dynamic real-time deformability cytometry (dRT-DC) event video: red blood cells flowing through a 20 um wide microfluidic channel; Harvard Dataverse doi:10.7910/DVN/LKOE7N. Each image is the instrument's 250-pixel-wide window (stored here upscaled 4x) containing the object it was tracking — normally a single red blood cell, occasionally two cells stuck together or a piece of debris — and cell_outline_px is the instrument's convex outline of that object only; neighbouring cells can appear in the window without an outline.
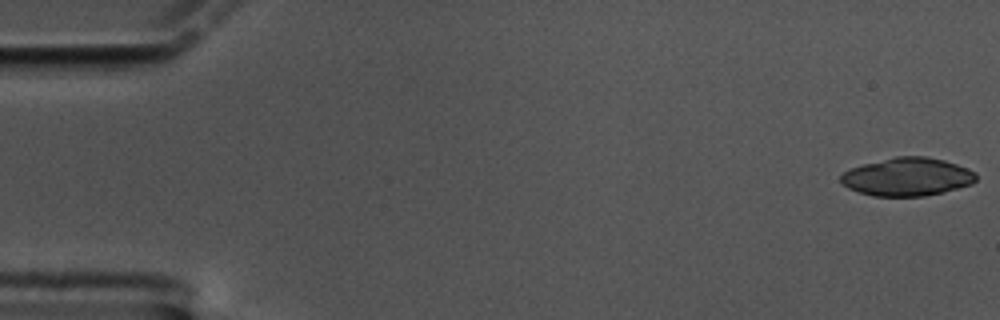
{"species": "common noctule bat (a hibernating species)", "species_latin": "Nyctalus noctula", "temperature_condition": "cold", "stored_images_in_passage": 58, "camera_frame_rate_fps": 3000, "um_per_image_px": 0.085, "animal": {"sex": "male", "body_mass_g": 17.5, "forearm_length_mm": 52.3}, "frame": {"image": 1, "passage_image": 1, "time_ms": 0.0, "image_size_px": [1000, 320], "cell_outline_px": [[976, 180], [972, 184], [944, 192], [924, 196], [872, 196], [848, 188], [840, 184], [840, 176], [844, 172], [852, 168], [864, 164], [896, 156], [928, 156], [944, 160], [968, 168], [976, 172]], "centroid_in_image_um": [77.13, 15.03], "position_along_channel_um": 7.9, "area_um2": 30.17}}